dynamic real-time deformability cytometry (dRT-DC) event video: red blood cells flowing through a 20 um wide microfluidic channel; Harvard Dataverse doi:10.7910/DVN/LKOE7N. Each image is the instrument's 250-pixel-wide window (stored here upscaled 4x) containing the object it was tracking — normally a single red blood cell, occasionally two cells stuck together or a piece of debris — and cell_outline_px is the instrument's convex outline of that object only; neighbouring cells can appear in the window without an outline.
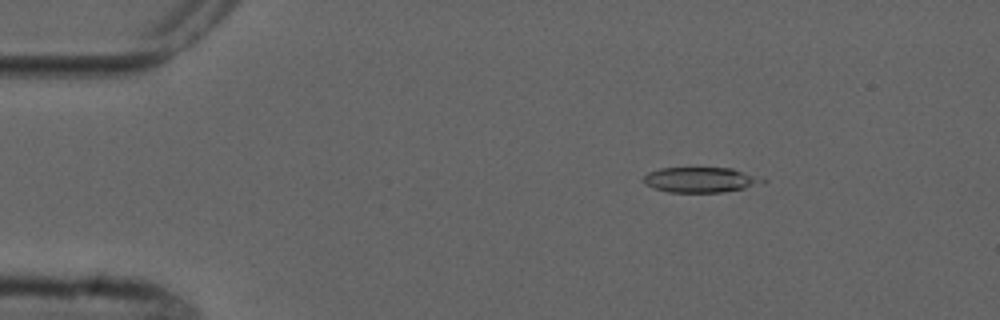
{"species": "common noctule bat (a hibernating species)", "species_latin": "Nyctalus noctula", "temperature_condition": "cold", "stored_images_in_passage": 5, "camera_frame_rate_fps": 3000, "um_per_image_px": 0.085, "animal": {"sex": "male", "forearm_length_mm": 52.5}, "frame": {"image": 1, "passage_image": 3, "time_ms": 2.333, "image_size_px": [1000, 320], "cell_outline_px": [[768, 180], [744, 188], [724, 192], [668, 192], [644, 184], [644, 176], [648, 172], [660, 168], [732, 168]], "centroid_in_image_um": [59.51, 15.28], "position_along_channel_um": 25.5, "area_um2": 17.22}}